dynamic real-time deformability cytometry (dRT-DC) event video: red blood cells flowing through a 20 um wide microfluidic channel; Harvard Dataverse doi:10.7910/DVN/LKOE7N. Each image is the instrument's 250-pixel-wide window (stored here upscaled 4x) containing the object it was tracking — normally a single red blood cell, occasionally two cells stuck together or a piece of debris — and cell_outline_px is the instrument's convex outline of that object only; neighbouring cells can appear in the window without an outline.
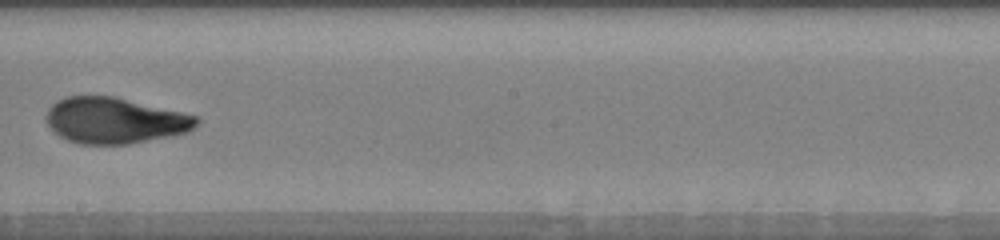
{"species": "human", "species_latin": "Homo sapiens", "temperature_condition": "warm", "stored_images_in_passage": 52, "camera_frame_rate_fps": 3000, "um_per_image_px": 0.085, "donor": {"sex": "male"}, "frame": {"image": 1, "passage_image": 26, "time_ms": 7.667, "image_size_px": [1000, 240], "cell_outline_px": [[200, 120], [196, 128], [188, 132], [172, 136], [128, 144], [80, 144], [68, 140], [60, 136], [48, 124], [44, 116], [48, 108], [56, 100], [68, 96], [116, 96], [200, 116]], "centroid_in_image_um": [9.8, 10.23], "position_along_channel_um": 238.4, "area_um2": 40.69}, "authors_computed_cell_mechanics": {"area_um2": 40.6623, "velocity_mm_per_s": 3.7922, "shape_relaxation_time_tau1_ms": 5.2207, "shape_relaxation_time_tau2_ms": 1.4969, "deformation_change_tau1": 0.2019, "deformation_change_tau2": 0.0757}}